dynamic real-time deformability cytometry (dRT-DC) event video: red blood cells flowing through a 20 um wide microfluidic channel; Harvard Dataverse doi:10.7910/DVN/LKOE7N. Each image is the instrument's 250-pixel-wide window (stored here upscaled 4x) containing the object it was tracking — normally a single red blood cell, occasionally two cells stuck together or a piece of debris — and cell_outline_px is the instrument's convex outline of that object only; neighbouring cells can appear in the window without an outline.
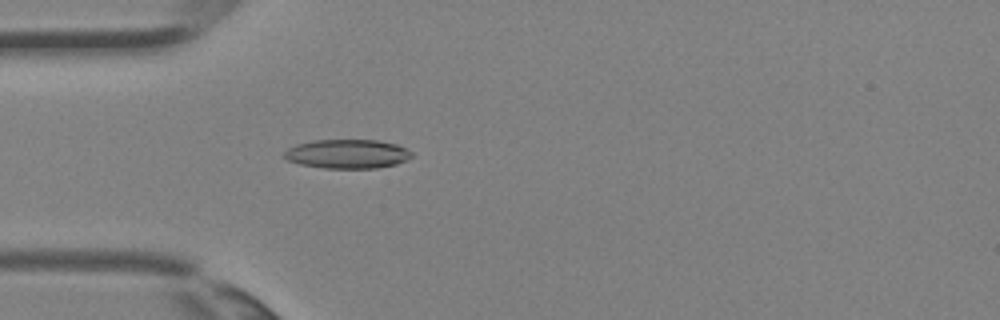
{"species": "Egyptian fruit bat (a non-hibernating species)", "species_latin": "Rousettus aegyptiacus", "temperature_condition": "room temperature", "stored_images_in_passage": 36, "camera_frame_rate_fps": 3000, "um_per_image_px": 0.085, "animal": {"sex": "female"}, "frame": {"image": 1, "passage_image": 11, "time_ms": 3.333, "image_size_px": [1000, 320], "cell_outline_px": [[412, 156], [396, 164], [376, 168], [324, 168], [300, 164], [288, 160], [280, 156], [288, 148], [296, 144], [312, 140], [380, 140], [396, 144], [412, 152]], "centroid_in_image_um": [29.47, 13.07], "position_along_channel_um": 55.5, "area_um2": 21.62}}
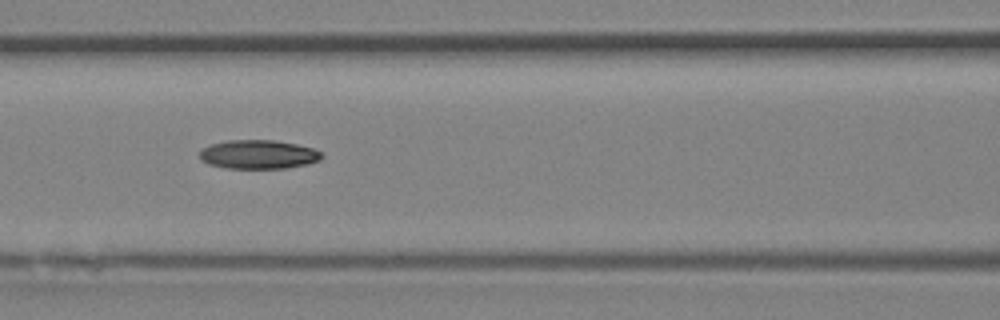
{"frame": {"image": 2, "passage_image": 16, "time_ms": 5.0, "image_size_px": [1000, 320], "cell_outline_px": [[324, 156], [320, 160], [304, 164], [284, 168], [228, 168], [208, 164], [200, 160], [200, 148], [208, 144], [228, 140], [272, 140], [296, 144], [312, 148], [320, 152]], "centroid_in_image_um": [21.9, 13.12], "position_along_channel_um": 144.7, "area_um2": 20.52}}
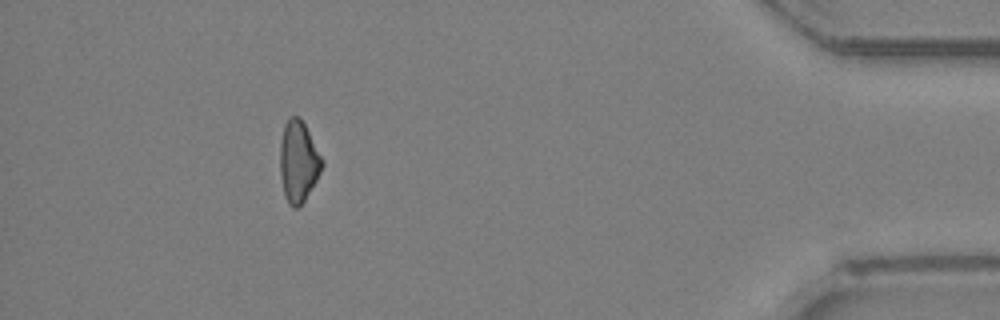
{"frame": {"image": 3, "passage_image": 33, "time_ms": 10.667, "image_size_px": [1000, 320], "cell_outline_px": [[324, 164], [316, 180], [304, 200], [296, 208], [292, 208], [288, 204], [284, 196], [280, 176], [280, 144], [284, 124], [292, 116], [300, 116], [324, 160]], "centroid_in_image_um": [25.35, 13.73], "position_along_channel_um": 409.8, "area_um2": 19.88}}